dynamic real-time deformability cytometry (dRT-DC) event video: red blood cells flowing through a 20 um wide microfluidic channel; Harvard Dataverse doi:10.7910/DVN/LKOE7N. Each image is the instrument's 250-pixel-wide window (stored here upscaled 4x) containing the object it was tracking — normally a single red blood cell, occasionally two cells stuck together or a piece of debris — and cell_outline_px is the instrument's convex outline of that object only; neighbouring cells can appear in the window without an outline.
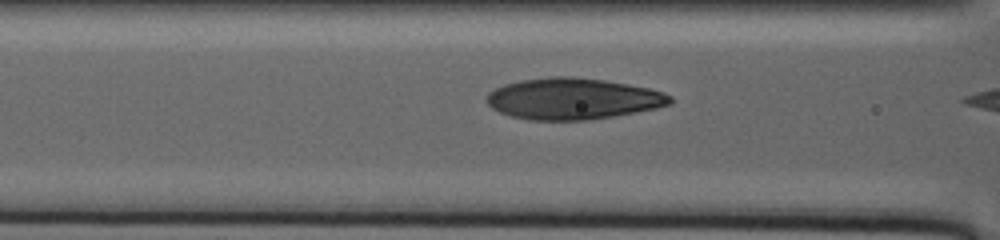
{"species": "human", "species_latin": "Homo sapiens", "temperature_condition": "warm", "stored_images_in_passage": 8, "camera_frame_rate_fps": 3000, "um_per_image_px": 0.085, "donor": {"sex": "male"}, "frame": {"image": 1, "passage_image": 5, "time_ms": 1.667, "image_size_px": [1000, 240], "cell_outline_px": [[672, 104], [656, 108], [636, 112], [588, 120], [528, 120], [512, 116], [500, 112], [492, 108], [484, 100], [488, 92], [504, 84], [520, 80], [548, 76], [572, 76], [604, 80], [628, 84], [648, 88], [664, 92], [672, 96]], "centroid_in_image_um": [48.68, 8.39], "position_along_channel_um": 117.9, "area_um2": 44.39}}